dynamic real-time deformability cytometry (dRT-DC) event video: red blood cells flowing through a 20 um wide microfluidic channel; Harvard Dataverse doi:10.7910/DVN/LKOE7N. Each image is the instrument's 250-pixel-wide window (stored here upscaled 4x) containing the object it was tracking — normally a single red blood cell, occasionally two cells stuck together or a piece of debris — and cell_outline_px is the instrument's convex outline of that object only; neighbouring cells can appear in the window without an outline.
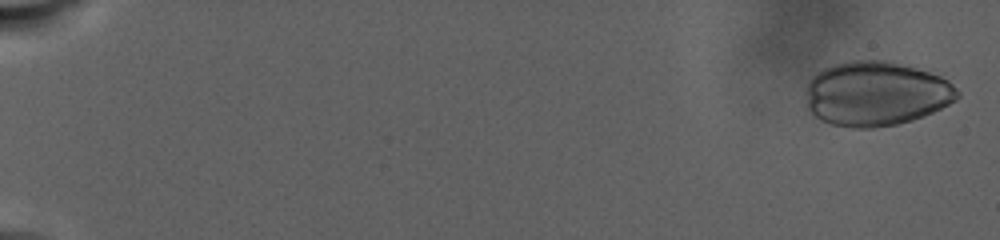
{"species": "human", "species_latin": "Homo sapiens", "temperature_condition": "warm", "stored_images_in_passage": 101, "camera_frame_rate_fps": 3000, "um_per_image_px": 0.085, "donor": {"sex": "male"}, "frame": {"image": 1, "passage_image": 2, "time_ms": 0.667, "image_size_px": [1000, 240], "cell_outline_px": [[960, 96], [956, 100], [924, 116], [912, 120], [896, 124], [876, 128], [852, 128], [832, 124], [820, 120], [808, 108], [808, 80], [812, 76], [824, 68], [836, 64], [852, 60], [884, 60], [916, 68], [940, 76], [948, 80], [960, 92]], "centroid_in_image_um": [74.48, 7.97], "position_along_channel_um": 10.5, "area_um2": 56.7}}
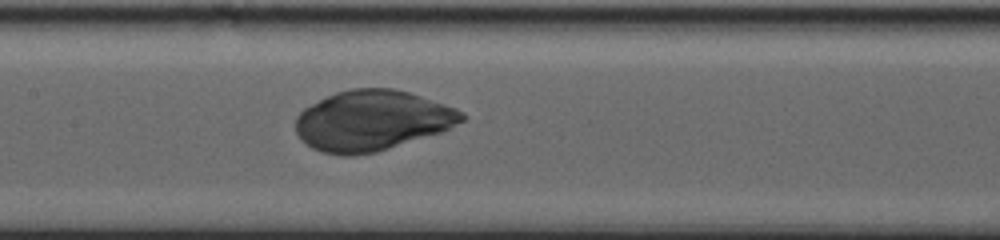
{"frame": {"image": 2, "passage_image": 60, "time_ms": 17.0, "image_size_px": [1000, 240], "cell_outline_px": [[468, 116], [464, 120], [444, 132], [376, 152], [352, 156], [344, 156], [320, 152], [312, 148], [300, 140], [296, 132], [296, 116], [304, 108], [336, 92], [352, 88], [392, 88], [408, 92], [456, 108], [464, 112]], "centroid_in_image_um": [31.64, 10.26], "position_along_channel_um": 175.8, "area_um2": 58.72}}
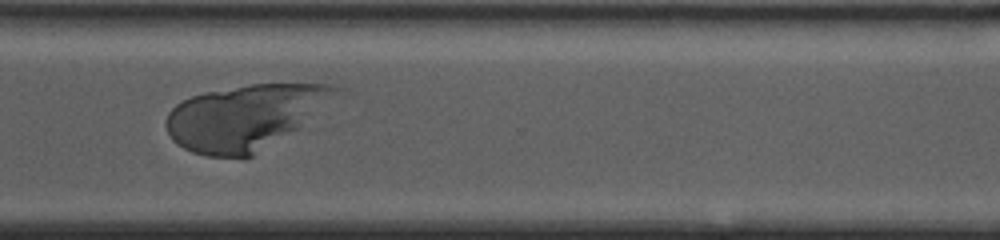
{"frame": {"image": 3, "passage_image": 100, "time_ms": 24.667, "image_size_px": [1000, 240], "cell_outline_px": [[340, 88], [296, 128], [252, 156], [208, 156], [192, 152], [176, 144], [172, 140], [164, 124], [168, 112], [176, 104], [192, 96], [204, 92], [252, 84], [328, 84]], "centroid_in_image_um": [20.66, 9.95], "position_along_channel_um": 349.9, "area_um2": 62.25}}